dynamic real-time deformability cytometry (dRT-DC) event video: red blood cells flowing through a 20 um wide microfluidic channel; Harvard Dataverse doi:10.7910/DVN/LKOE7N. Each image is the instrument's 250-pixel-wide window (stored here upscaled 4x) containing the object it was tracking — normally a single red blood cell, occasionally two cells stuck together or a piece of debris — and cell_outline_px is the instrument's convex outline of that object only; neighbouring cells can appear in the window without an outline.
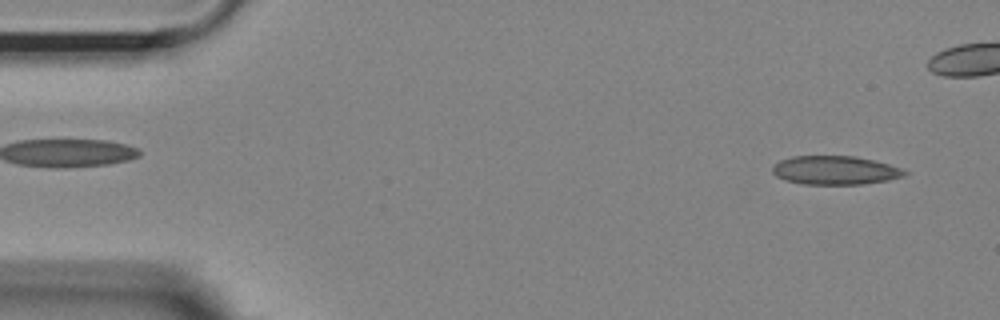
{"species": "Egyptian fruit bat (a non-hibernating species)", "species_latin": "Rousettus aegyptiacus", "temperature_condition": "room temperature", "stored_images_in_passage": 45, "camera_frame_rate_fps": 3000, "um_per_image_px": 0.085, "animal": {"sex": "female"}, "frame": {"image": 1, "passage_image": 2, "time_ms": 0.333, "image_size_px": [1000, 320], "cell_outline_px": [[908, 172], [904, 176], [888, 180], [864, 184], [804, 184], [784, 180], [776, 176], [772, 172], [772, 168], [780, 160], [792, 156], [856, 156], [904, 168]], "centroid_in_image_um": [71.0, 14.47], "position_along_channel_um": 14.0, "area_um2": 22.14}}
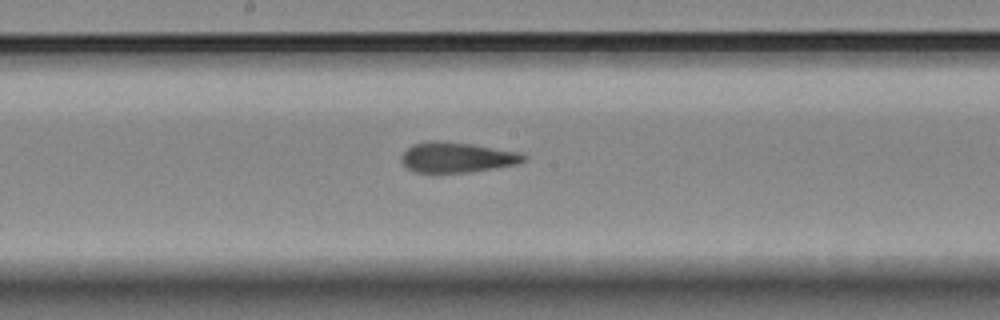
{"frame": {"image": 2, "passage_image": 26, "time_ms": 8.333, "image_size_px": [1000, 320], "cell_outline_px": [[528, 160], [516, 164], [472, 172], [416, 172], [408, 168], [400, 160], [400, 156], [412, 144], [428, 140], [440, 140], [472, 144], [520, 152], [528, 156]], "centroid_in_image_um": [38.86, 13.36], "position_along_channel_um": 209.3, "area_um2": 21.73}}
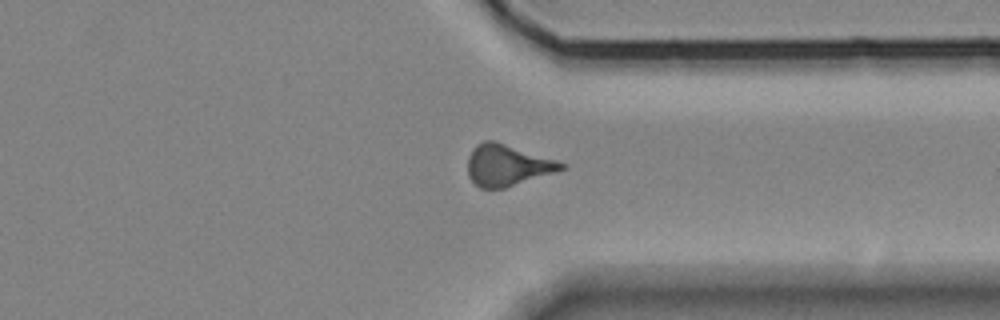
{"frame": {"image": 3, "passage_image": 39, "time_ms": 12.667, "image_size_px": [1000, 320], "cell_outline_px": [[568, 168], [556, 172], [504, 188], [480, 188], [468, 176], [468, 156], [472, 148], [476, 144], [484, 140], [496, 140], [568, 164]], "centroid_in_image_um": [43.13, 14.02], "position_along_channel_um": 368.3, "area_um2": 22.72}}